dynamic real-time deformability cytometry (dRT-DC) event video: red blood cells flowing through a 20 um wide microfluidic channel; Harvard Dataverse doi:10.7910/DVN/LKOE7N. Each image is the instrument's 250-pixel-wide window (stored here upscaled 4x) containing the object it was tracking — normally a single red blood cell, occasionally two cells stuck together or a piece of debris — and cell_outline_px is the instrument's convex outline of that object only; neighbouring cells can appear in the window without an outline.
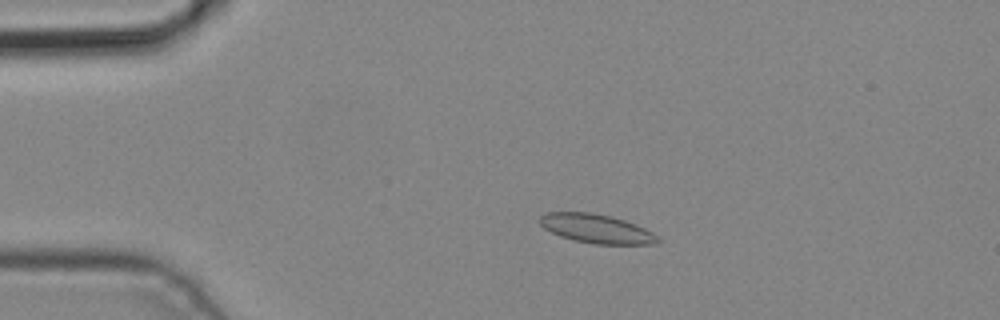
{"species": "common noctule bat (a hibernating species)", "species_latin": "Nyctalus noctula", "temperature_condition": "cold", "stored_images_in_passage": 3, "camera_frame_rate_fps": 3000, "um_per_image_px": 0.085, "animal": {"sex": "male", "body_mass_g": 19.2, "forearm_length_mm": 51.8}, "frame": {"image": 1, "passage_image": 2, "time_ms": 0.333, "image_size_px": [1000, 320], "cell_outline_px": [[660, 240], [656, 244], [596, 244], [572, 240], [560, 236], [544, 228], [540, 224], [540, 216], [548, 212], [588, 212], [608, 216], [624, 220], [636, 224], [652, 232]], "centroid_in_image_um": [50.69, 19.44], "position_along_channel_um": 34.3, "area_um2": 19.71}}